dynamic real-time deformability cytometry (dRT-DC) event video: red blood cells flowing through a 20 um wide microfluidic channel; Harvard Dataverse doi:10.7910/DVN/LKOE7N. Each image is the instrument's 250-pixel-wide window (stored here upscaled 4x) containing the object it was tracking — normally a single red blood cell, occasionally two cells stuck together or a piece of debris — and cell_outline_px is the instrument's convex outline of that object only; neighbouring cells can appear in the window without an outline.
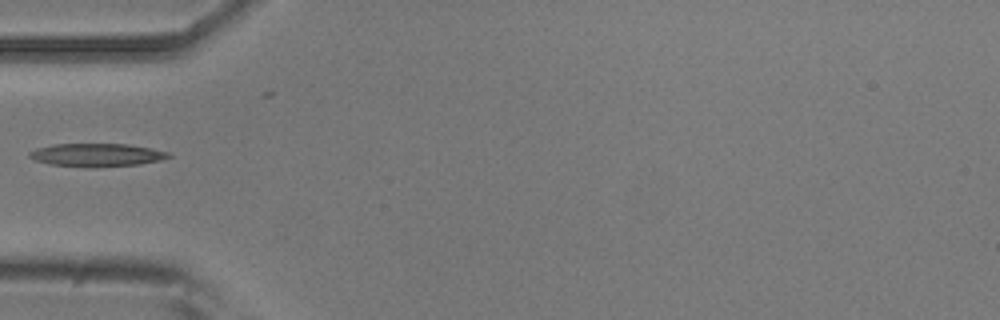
{"species": "common noctule bat (a hibernating species)", "species_latin": "Nyctalus noctula", "temperature_condition": "room temperature", "stored_images_in_passage": 2, "camera_frame_rate_fps": 3000, "um_per_image_px": 0.085, "animal": {"sex": "male", "body_mass_g": 20.5, "forearm_length_mm": 52.5}, "frame": {"image": 1, "passage_image": 2, "time_ms": 1.0, "image_size_px": [1000, 320], "cell_outline_px": [[172, 156], [160, 160], [140, 164], [96, 168], [52, 164], [36, 160], [28, 156], [28, 152], [36, 148], [52, 144], [128, 144], [172, 152]], "centroid_in_image_um": [8.26, 13.17], "position_along_channel_um": 76.7, "area_um2": 18.84}}